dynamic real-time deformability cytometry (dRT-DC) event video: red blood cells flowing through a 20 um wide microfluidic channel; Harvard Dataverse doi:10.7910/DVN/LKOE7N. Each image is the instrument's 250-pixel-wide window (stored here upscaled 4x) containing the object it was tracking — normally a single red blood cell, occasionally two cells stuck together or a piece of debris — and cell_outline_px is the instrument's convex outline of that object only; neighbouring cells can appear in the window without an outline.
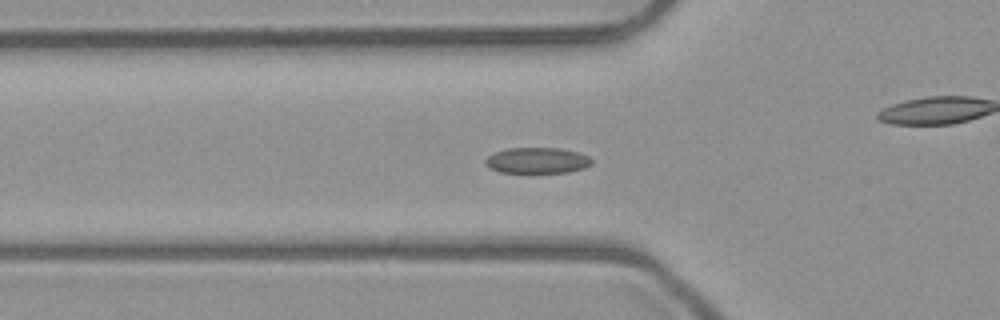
{"species": "common noctule bat (a hibernating species)", "species_latin": "Nyctalus noctula", "temperature_condition": "room temperature", "stored_images_in_passage": 52, "camera_frame_rate_fps": 3000, "um_per_image_px": 0.085, "animal": {"sex": "male", "body_mass_g": 23.1, "forearm_length_mm": 52.7}, "frame": {"image": 1, "passage_image": 17, "time_ms": 5.333, "image_size_px": [1000, 320], "cell_outline_px": [[592, 164], [584, 168], [568, 172], [500, 172], [484, 164], [484, 160], [488, 156], [496, 152], [508, 148], [560, 148], [580, 152], [588, 156], [592, 160]], "centroid_in_image_um": [45.69, 13.63], "position_along_channel_um": 80.1, "area_um2": 15.95}}
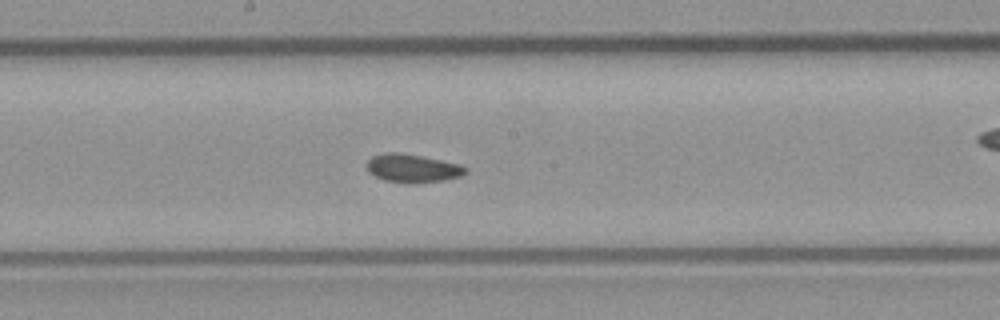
{"frame": {"image": 2, "passage_image": 27, "time_ms": 8.667, "image_size_px": [1000, 320], "cell_outline_px": [[468, 172], [460, 176], [444, 180], [416, 184], [384, 180], [368, 172], [368, 160], [372, 156], [384, 152], [400, 152], [424, 156], [460, 164], [468, 168]], "centroid_in_image_um": [35.1, 14.29], "position_along_channel_um": 213.1, "area_um2": 16.47}}
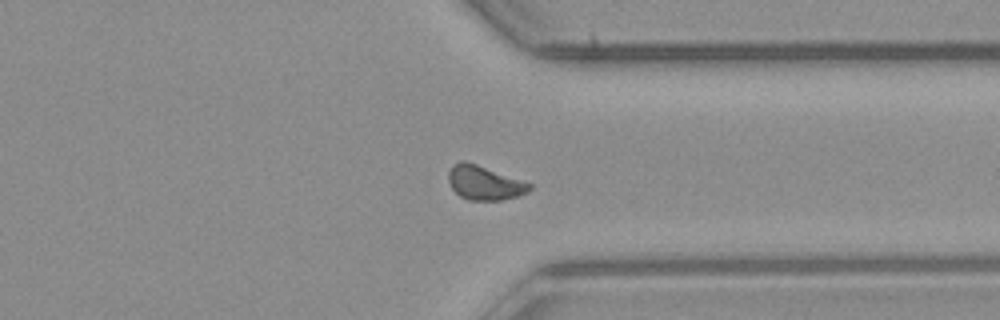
{"frame": {"image": 3, "passage_image": 39, "time_ms": 12.667, "image_size_px": [1000, 320], "cell_outline_px": [[532, 188], [528, 192], [516, 196], [500, 200], [468, 200], [460, 196], [452, 188], [448, 180], [448, 172], [452, 164], [460, 160], [464, 160], [476, 164], [532, 184]], "centroid_in_image_um": [41.14, 15.53], "position_along_channel_um": 370.3, "area_um2": 16.01}, "authors_computed_cell_mechanics": {"area_um2": 16.2129, "velocity_mm_per_s": 3.9591, "shape_relaxation_time_tau1_ms": null, "shape_relaxation_time_tau2_ms": 5.5978, "deformation_change_tau1": null, "deformation_change_tau2": 0.0982}}